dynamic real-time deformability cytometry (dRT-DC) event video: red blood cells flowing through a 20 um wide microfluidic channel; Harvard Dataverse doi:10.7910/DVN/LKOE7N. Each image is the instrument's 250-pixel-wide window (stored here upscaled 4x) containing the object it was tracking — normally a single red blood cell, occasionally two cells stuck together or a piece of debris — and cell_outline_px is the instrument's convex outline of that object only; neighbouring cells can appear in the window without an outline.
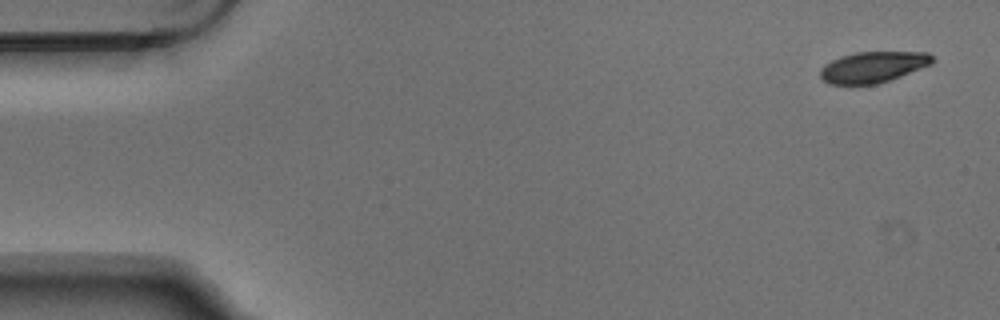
{"species": "Egyptian fruit bat (a non-hibernating species)", "species_latin": "Rousettus aegyptiacus", "temperature_condition": "warm", "stored_images_in_passage": 5, "camera_frame_rate_fps": 3000, "um_per_image_px": 0.085, "animal": {"sex": "male"}, "frame": {"image": 1, "passage_image": 1, "time_ms": 0.0, "image_size_px": [1000, 320], "cell_outline_px": [[936, 60], [932, 64], [900, 76], [876, 84], [828, 84], [820, 76], [820, 68], [824, 64], [840, 56], [856, 52], [928, 52]], "centroid_in_image_um": [74.2, 5.69], "position_along_channel_um": 10.8, "area_um2": 20.23}}
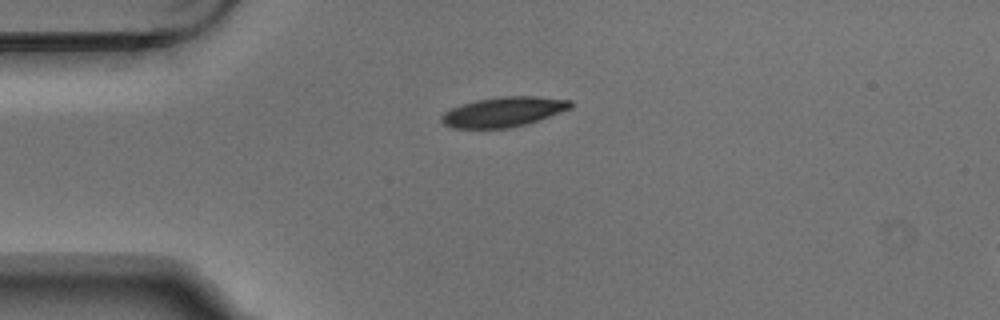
{"frame": {"image": 2, "passage_image": 4, "time_ms": 1.0, "image_size_px": [1000, 320], "cell_outline_px": [[572, 108], [524, 124], [508, 128], [452, 128], [444, 124], [440, 120], [440, 116], [444, 112], [452, 108], [476, 100], [500, 96], [536, 96], [572, 100]], "centroid_in_image_um": [42.78, 9.5], "position_along_channel_um": 42.2, "area_um2": 22.25}}